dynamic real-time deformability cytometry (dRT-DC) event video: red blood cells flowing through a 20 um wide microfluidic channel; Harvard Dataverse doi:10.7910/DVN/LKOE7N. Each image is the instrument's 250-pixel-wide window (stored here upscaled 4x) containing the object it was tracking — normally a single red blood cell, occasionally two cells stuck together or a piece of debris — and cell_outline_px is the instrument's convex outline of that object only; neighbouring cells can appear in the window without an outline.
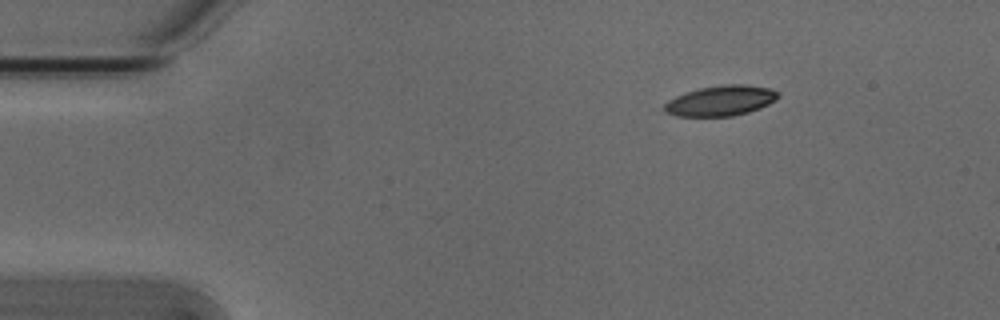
{"species": "Egyptian fruit bat (a non-hibernating species)", "species_latin": "Rousettus aegyptiacus", "temperature_condition": "cold", "stored_images_in_passage": 4, "camera_frame_rate_fps": 3000, "um_per_image_px": 0.085, "animal": {"sex": "male"}, "frame": {"image": 1, "passage_image": 1, "time_ms": 0.0, "image_size_px": [1000, 320], "cell_outline_px": [[780, 96], [776, 100], [760, 108], [748, 112], [732, 116], [676, 116], [664, 112], [664, 104], [668, 100], [684, 92], [700, 88], [724, 84], [744, 84], [772, 88], [780, 92]], "centroid_in_image_um": [61.28, 8.55], "position_along_channel_um": 23.7, "area_um2": 20.29}}